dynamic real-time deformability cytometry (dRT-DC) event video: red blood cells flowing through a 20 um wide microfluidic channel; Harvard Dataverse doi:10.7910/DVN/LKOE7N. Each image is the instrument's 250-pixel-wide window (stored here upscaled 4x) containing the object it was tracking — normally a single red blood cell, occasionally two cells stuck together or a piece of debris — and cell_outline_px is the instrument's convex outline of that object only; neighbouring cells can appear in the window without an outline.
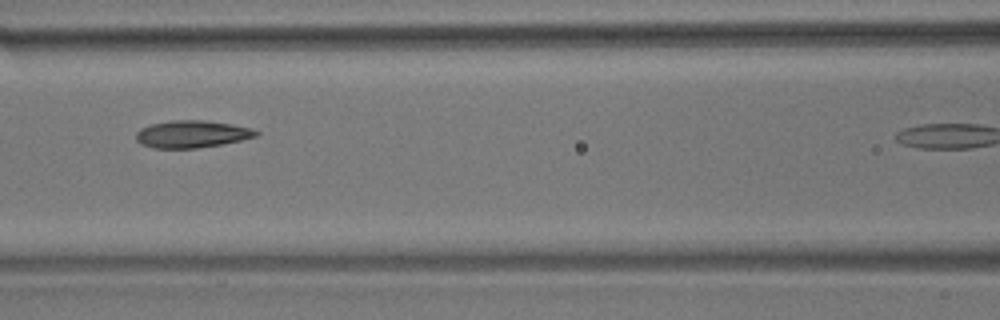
{"species": "common noctule bat (a hibernating species)", "species_latin": "Nyctalus noctula", "temperature_condition": "room temperature", "stored_images_in_passage": 6, "camera_frame_rate_fps": 3000, "um_per_image_px": 0.085, "animal": {"sex": "male", "body_mass_g": 17.9}, "frame": {"image": 1, "passage_image": 4, "time_ms": 1.0, "image_size_px": [1000, 320], "cell_outline_px": [[260, 136], [220, 144], [196, 148], [152, 148], [140, 144], [136, 140], [136, 132], [140, 128], [152, 124], [172, 120], [204, 120], [232, 124], [252, 128], [260, 132]], "centroid_in_image_um": [16.31, 11.39], "position_along_channel_um": 150.3, "area_um2": 19.13}}
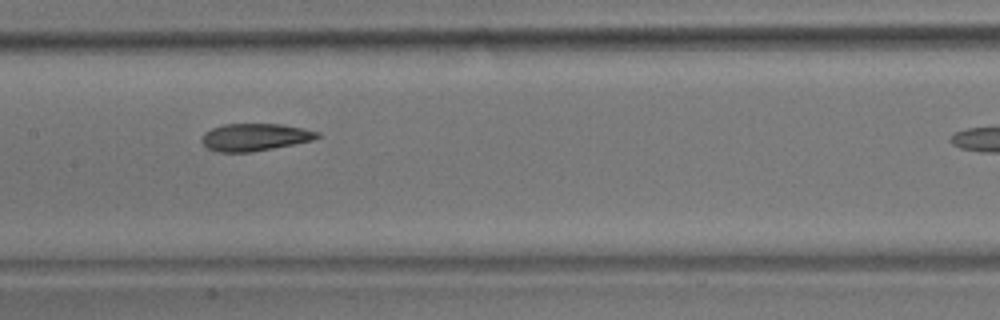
{"frame": {"image": 2, "passage_image": 5, "time_ms": 1.333, "image_size_px": [1000, 320], "cell_outline_px": [[320, 136], [312, 140], [252, 152], [216, 152], [208, 148], [200, 140], [204, 132], [212, 128], [224, 124], [280, 124], [304, 128], [320, 132]], "centroid_in_image_um": [21.64, 11.65], "position_along_channel_um": 185.8, "area_um2": 18.38}}